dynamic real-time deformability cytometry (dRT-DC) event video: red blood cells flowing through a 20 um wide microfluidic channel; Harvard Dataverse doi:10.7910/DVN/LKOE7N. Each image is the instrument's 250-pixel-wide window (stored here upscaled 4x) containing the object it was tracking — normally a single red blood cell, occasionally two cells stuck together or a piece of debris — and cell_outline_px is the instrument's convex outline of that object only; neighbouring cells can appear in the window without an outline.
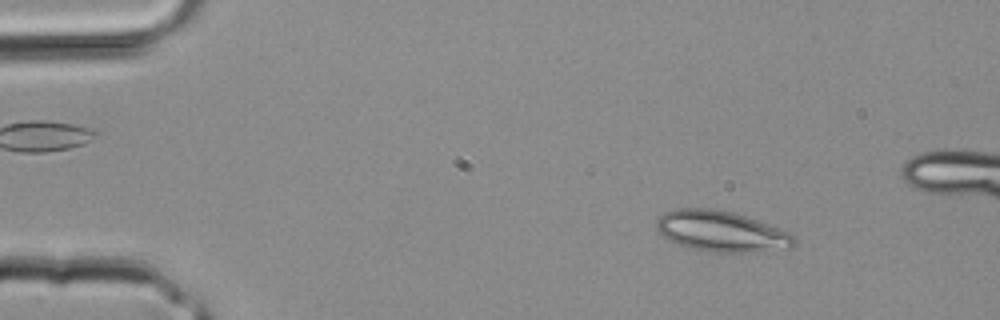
{"species": "common noctule bat (a hibernating species)", "species_latin": "Nyctalus noctula", "temperature_condition": "room temperature", "stored_images_in_passage": 3, "camera_frame_rate_fps": 3000, "um_per_image_px": 0.085, "animal": {"sex": "male", "body_mass_g": 20.4}, "frame": {"image": 1, "passage_image": 1, "time_ms": 0.0, "image_size_px": [1000, 320], "cell_outline_px": [[796, 244], [792, 248], [764, 252], [712, 252], [692, 248], [676, 244], [668, 240], [656, 228], [656, 220], [664, 212], [672, 208], [712, 208], [732, 212], [780, 228], [788, 232], [796, 240]], "centroid_in_image_um": [61.31, 19.67], "position_along_channel_um": 23.7, "area_um2": 32.89}}